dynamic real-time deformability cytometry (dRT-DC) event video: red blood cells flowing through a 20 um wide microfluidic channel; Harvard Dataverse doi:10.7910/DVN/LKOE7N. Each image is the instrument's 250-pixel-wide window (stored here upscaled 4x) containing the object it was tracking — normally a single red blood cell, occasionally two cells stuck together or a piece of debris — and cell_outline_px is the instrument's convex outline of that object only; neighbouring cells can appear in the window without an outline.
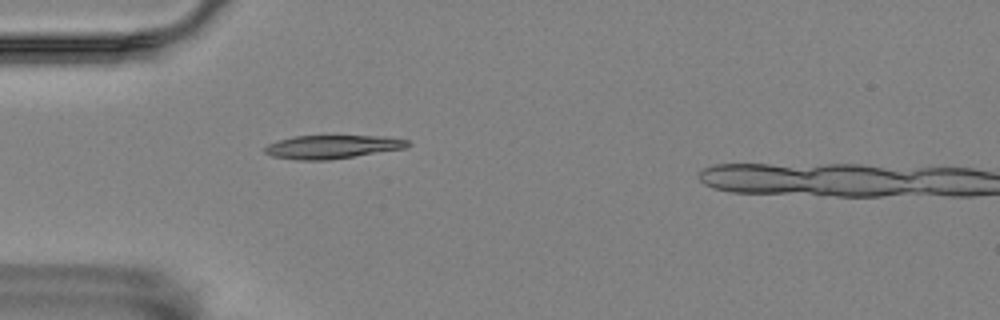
{"species": "Egyptian fruit bat (a non-hibernating species)", "species_latin": "Rousettus aegyptiacus", "temperature_condition": "room temperature", "stored_images_in_passage": 39, "camera_frame_rate_fps": 3000, "um_per_image_px": 0.085, "animal": {"sex": "female"}, "frame": {"image": 1, "passage_image": 3, "time_ms": 0.667, "image_size_px": [1000, 320], "cell_outline_px": [[412, 144], [404, 148], [328, 160], [300, 160], [272, 156], [264, 152], [264, 148], [268, 144], [292, 136], [380, 136], [408, 140]], "centroid_in_image_um": [28.21, 12.48], "position_along_channel_um": 56.8, "area_um2": 19.25}}
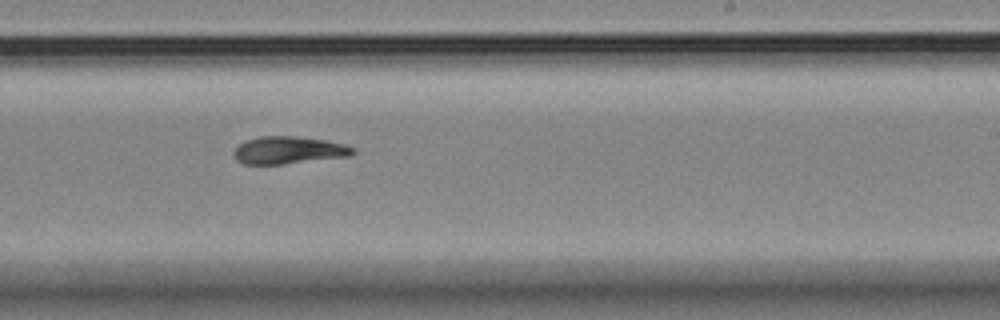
{"frame": {"image": 2, "passage_image": 21, "time_ms": 6.667, "image_size_px": [1000, 320], "cell_outline_px": [[356, 152], [348, 156], [280, 164], [244, 164], [236, 160], [232, 152], [244, 140], [260, 136], [296, 136], [324, 140], [344, 144], [356, 148]], "centroid_in_image_um": [24.51, 12.76], "position_along_channel_um": 264.5, "area_um2": 18.96}}
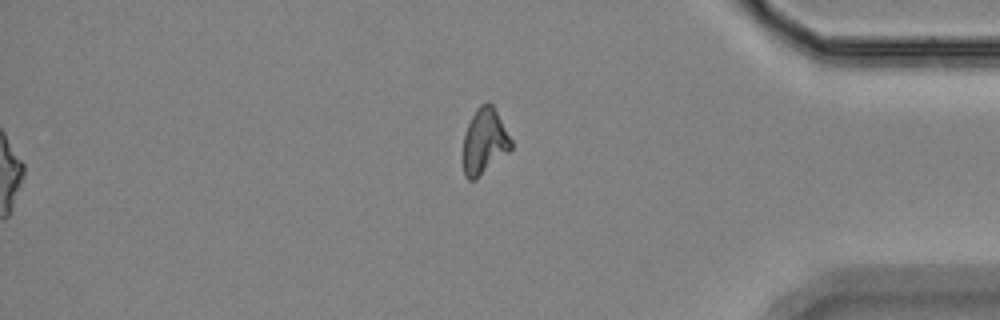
{"frame": {"image": 3, "passage_image": 34, "time_ms": 11.0, "image_size_px": [1000, 320], "cell_outline_px": [[512, 148], [508, 152], [472, 180], [468, 180], [464, 176], [464, 136], [468, 124], [476, 108], [480, 104], [488, 100], [492, 104], [512, 140]], "centroid_in_image_um": [41.18, 11.96], "position_along_channel_um": 394.0, "area_um2": 17.86}}